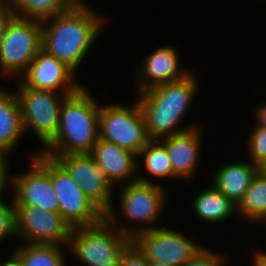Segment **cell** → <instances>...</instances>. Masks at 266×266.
I'll use <instances>...</instances> for the list:
<instances>
[{
  "label": "cell",
  "instance_id": "obj_1",
  "mask_svg": "<svg viewBox=\"0 0 266 266\" xmlns=\"http://www.w3.org/2000/svg\"><path fill=\"white\" fill-rule=\"evenodd\" d=\"M81 0L65 12L42 21V49L64 62L74 72L83 61L103 24L102 17ZM52 23L46 27V22Z\"/></svg>",
  "mask_w": 266,
  "mask_h": 266
},
{
  "label": "cell",
  "instance_id": "obj_2",
  "mask_svg": "<svg viewBox=\"0 0 266 266\" xmlns=\"http://www.w3.org/2000/svg\"><path fill=\"white\" fill-rule=\"evenodd\" d=\"M91 94L81 86L62 98L59 127L55 137L41 153L53 155L90 153L99 136L100 107Z\"/></svg>",
  "mask_w": 266,
  "mask_h": 266
},
{
  "label": "cell",
  "instance_id": "obj_3",
  "mask_svg": "<svg viewBox=\"0 0 266 266\" xmlns=\"http://www.w3.org/2000/svg\"><path fill=\"white\" fill-rule=\"evenodd\" d=\"M196 81L194 75L189 73L180 80L140 92L137 101L150 140H160L195 127L176 129L195 97L198 89Z\"/></svg>",
  "mask_w": 266,
  "mask_h": 266
},
{
  "label": "cell",
  "instance_id": "obj_4",
  "mask_svg": "<svg viewBox=\"0 0 266 266\" xmlns=\"http://www.w3.org/2000/svg\"><path fill=\"white\" fill-rule=\"evenodd\" d=\"M116 219L110 210L97 224L71 229L69 245L80 261L89 266L120 265L121 252L135 231L125 227L117 230L113 227L117 225Z\"/></svg>",
  "mask_w": 266,
  "mask_h": 266
},
{
  "label": "cell",
  "instance_id": "obj_5",
  "mask_svg": "<svg viewBox=\"0 0 266 266\" xmlns=\"http://www.w3.org/2000/svg\"><path fill=\"white\" fill-rule=\"evenodd\" d=\"M42 49V22L14 17L0 46V68L5 75L22 74ZM23 72V73H22Z\"/></svg>",
  "mask_w": 266,
  "mask_h": 266
},
{
  "label": "cell",
  "instance_id": "obj_6",
  "mask_svg": "<svg viewBox=\"0 0 266 266\" xmlns=\"http://www.w3.org/2000/svg\"><path fill=\"white\" fill-rule=\"evenodd\" d=\"M99 136L137 155L150 140L138 101L130 108L121 104L100 107Z\"/></svg>",
  "mask_w": 266,
  "mask_h": 266
},
{
  "label": "cell",
  "instance_id": "obj_7",
  "mask_svg": "<svg viewBox=\"0 0 266 266\" xmlns=\"http://www.w3.org/2000/svg\"><path fill=\"white\" fill-rule=\"evenodd\" d=\"M16 94L21 106L25 132L32 129L46 146L58 130L63 100L59 101L56 92L29 88L23 82H20Z\"/></svg>",
  "mask_w": 266,
  "mask_h": 266
},
{
  "label": "cell",
  "instance_id": "obj_8",
  "mask_svg": "<svg viewBox=\"0 0 266 266\" xmlns=\"http://www.w3.org/2000/svg\"><path fill=\"white\" fill-rule=\"evenodd\" d=\"M131 240L149 261L171 266H184L202 248L180 233L154 226L135 230Z\"/></svg>",
  "mask_w": 266,
  "mask_h": 266
},
{
  "label": "cell",
  "instance_id": "obj_9",
  "mask_svg": "<svg viewBox=\"0 0 266 266\" xmlns=\"http://www.w3.org/2000/svg\"><path fill=\"white\" fill-rule=\"evenodd\" d=\"M51 180L59 203V213L71 228L91 226L105 216L83 194L67 170L51 157Z\"/></svg>",
  "mask_w": 266,
  "mask_h": 266
},
{
  "label": "cell",
  "instance_id": "obj_10",
  "mask_svg": "<svg viewBox=\"0 0 266 266\" xmlns=\"http://www.w3.org/2000/svg\"><path fill=\"white\" fill-rule=\"evenodd\" d=\"M80 186L83 194L105 216L112 207L111 184L89 153L53 155Z\"/></svg>",
  "mask_w": 266,
  "mask_h": 266
},
{
  "label": "cell",
  "instance_id": "obj_11",
  "mask_svg": "<svg viewBox=\"0 0 266 266\" xmlns=\"http://www.w3.org/2000/svg\"><path fill=\"white\" fill-rule=\"evenodd\" d=\"M32 169L12 178L15 205H29L58 212L59 203L51 180V157L38 153L32 156Z\"/></svg>",
  "mask_w": 266,
  "mask_h": 266
},
{
  "label": "cell",
  "instance_id": "obj_12",
  "mask_svg": "<svg viewBox=\"0 0 266 266\" xmlns=\"http://www.w3.org/2000/svg\"><path fill=\"white\" fill-rule=\"evenodd\" d=\"M16 234L30 244L59 245L68 243L71 227L59 212L47 211L35 206L15 205Z\"/></svg>",
  "mask_w": 266,
  "mask_h": 266
},
{
  "label": "cell",
  "instance_id": "obj_13",
  "mask_svg": "<svg viewBox=\"0 0 266 266\" xmlns=\"http://www.w3.org/2000/svg\"><path fill=\"white\" fill-rule=\"evenodd\" d=\"M127 181L130 183L126 184L120 196L123 215L133 221H156L166 200L162 185L143 176Z\"/></svg>",
  "mask_w": 266,
  "mask_h": 266
},
{
  "label": "cell",
  "instance_id": "obj_14",
  "mask_svg": "<svg viewBox=\"0 0 266 266\" xmlns=\"http://www.w3.org/2000/svg\"><path fill=\"white\" fill-rule=\"evenodd\" d=\"M74 73L64 62L41 49L23 75L25 80L21 82L29 88L56 93L60 88L68 96L82 86L73 81Z\"/></svg>",
  "mask_w": 266,
  "mask_h": 266
},
{
  "label": "cell",
  "instance_id": "obj_15",
  "mask_svg": "<svg viewBox=\"0 0 266 266\" xmlns=\"http://www.w3.org/2000/svg\"><path fill=\"white\" fill-rule=\"evenodd\" d=\"M179 58L173 47L165 46L155 50L146 58L143 70L138 69L136 74L143 73L145 78L139 80V93L154 87L180 80L189 74L178 69ZM179 70V71H178Z\"/></svg>",
  "mask_w": 266,
  "mask_h": 266
},
{
  "label": "cell",
  "instance_id": "obj_16",
  "mask_svg": "<svg viewBox=\"0 0 266 266\" xmlns=\"http://www.w3.org/2000/svg\"><path fill=\"white\" fill-rule=\"evenodd\" d=\"M199 132V127H194L161 139L167 148L173 172L178 178H191L197 168L201 145Z\"/></svg>",
  "mask_w": 266,
  "mask_h": 266
},
{
  "label": "cell",
  "instance_id": "obj_17",
  "mask_svg": "<svg viewBox=\"0 0 266 266\" xmlns=\"http://www.w3.org/2000/svg\"><path fill=\"white\" fill-rule=\"evenodd\" d=\"M89 154L104 171L111 184L118 181L120 183L127 178L132 179L130 176L136 172V154L101 138L97 140Z\"/></svg>",
  "mask_w": 266,
  "mask_h": 266
},
{
  "label": "cell",
  "instance_id": "obj_18",
  "mask_svg": "<svg viewBox=\"0 0 266 266\" xmlns=\"http://www.w3.org/2000/svg\"><path fill=\"white\" fill-rule=\"evenodd\" d=\"M259 169L253 163L235 162L228 164L216 172L213 185L234 204L238 205Z\"/></svg>",
  "mask_w": 266,
  "mask_h": 266
},
{
  "label": "cell",
  "instance_id": "obj_19",
  "mask_svg": "<svg viewBox=\"0 0 266 266\" xmlns=\"http://www.w3.org/2000/svg\"><path fill=\"white\" fill-rule=\"evenodd\" d=\"M25 133L17 94L0 88V147L10 152Z\"/></svg>",
  "mask_w": 266,
  "mask_h": 266
},
{
  "label": "cell",
  "instance_id": "obj_20",
  "mask_svg": "<svg viewBox=\"0 0 266 266\" xmlns=\"http://www.w3.org/2000/svg\"><path fill=\"white\" fill-rule=\"evenodd\" d=\"M193 209L198 216L209 222H221L237 209V205L222 194L214 185L199 193L193 201Z\"/></svg>",
  "mask_w": 266,
  "mask_h": 266
},
{
  "label": "cell",
  "instance_id": "obj_21",
  "mask_svg": "<svg viewBox=\"0 0 266 266\" xmlns=\"http://www.w3.org/2000/svg\"><path fill=\"white\" fill-rule=\"evenodd\" d=\"M15 17L44 21L65 12L77 0H9Z\"/></svg>",
  "mask_w": 266,
  "mask_h": 266
},
{
  "label": "cell",
  "instance_id": "obj_22",
  "mask_svg": "<svg viewBox=\"0 0 266 266\" xmlns=\"http://www.w3.org/2000/svg\"><path fill=\"white\" fill-rule=\"evenodd\" d=\"M236 211L252 221L261 222L266 219V171L264 169L260 168L254 175Z\"/></svg>",
  "mask_w": 266,
  "mask_h": 266
},
{
  "label": "cell",
  "instance_id": "obj_23",
  "mask_svg": "<svg viewBox=\"0 0 266 266\" xmlns=\"http://www.w3.org/2000/svg\"><path fill=\"white\" fill-rule=\"evenodd\" d=\"M25 245L14 252L25 266H64L65 260L58 245Z\"/></svg>",
  "mask_w": 266,
  "mask_h": 266
},
{
  "label": "cell",
  "instance_id": "obj_24",
  "mask_svg": "<svg viewBox=\"0 0 266 266\" xmlns=\"http://www.w3.org/2000/svg\"><path fill=\"white\" fill-rule=\"evenodd\" d=\"M136 156L144 158L146 169L154 176L178 178L173 172L167 148L161 140H149Z\"/></svg>",
  "mask_w": 266,
  "mask_h": 266
},
{
  "label": "cell",
  "instance_id": "obj_25",
  "mask_svg": "<svg viewBox=\"0 0 266 266\" xmlns=\"http://www.w3.org/2000/svg\"><path fill=\"white\" fill-rule=\"evenodd\" d=\"M249 150L253 164L259 168L266 166V128L256 126L250 134Z\"/></svg>",
  "mask_w": 266,
  "mask_h": 266
},
{
  "label": "cell",
  "instance_id": "obj_26",
  "mask_svg": "<svg viewBox=\"0 0 266 266\" xmlns=\"http://www.w3.org/2000/svg\"><path fill=\"white\" fill-rule=\"evenodd\" d=\"M3 190L0 191V240L7 236L16 235L15 203L10 207L1 200Z\"/></svg>",
  "mask_w": 266,
  "mask_h": 266
},
{
  "label": "cell",
  "instance_id": "obj_27",
  "mask_svg": "<svg viewBox=\"0 0 266 266\" xmlns=\"http://www.w3.org/2000/svg\"><path fill=\"white\" fill-rule=\"evenodd\" d=\"M119 266H149V260L131 240L121 252Z\"/></svg>",
  "mask_w": 266,
  "mask_h": 266
},
{
  "label": "cell",
  "instance_id": "obj_28",
  "mask_svg": "<svg viewBox=\"0 0 266 266\" xmlns=\"http://www.w3.org/2000/svg\"><path fill=\"white\" fill-rule=\"evenodd\" d=\"M223 257L215 252L201 248L184 266H223Z\"/></svg>",
  "mask_w": 266,
  "mask_h": 266
},
{
  "label": "cell",
  "instance_id": "obj_29",
  "mask_svg": "<svg viewBox=\"0 0 266 266\" xmlns=\"http://www.w3.org/2000/svg\"><path fill=\"white\" fill-rule=\"evenodd\" d=\"M15 17L10 1L0 0V26H8L9 22Z\"/></svg>",
  "mask_w": 266,
  "mask_h": 266
},
{
  "label": "cell",
  "instance_id": "obj_30",
  "mask_svg": "<svg viewBox=\"0 0 266 266\" xmlns=\"http://www.w3.org/2000/svg\"><path fill=\"white\" fill-rule=\"evenodd\" d=\"M7 154L8 152H6L2 147H0V191L5 189V184L6 182L8 183L9 181H6L9 177L7 176V172H8V168H7V163L8 161L7 159Z\"/></svg>",
  "mask_w": 266,
  "mask_h": 266
},
{
  "label": "cell",
  "instance_id": "obj_31",
  "mask_svg": "<svg viewBox=\"0 0 266 266\" xmlns=\"http://www.w3.org/2000/svg\"><path fill=\"white\" fill-rule=\"evenodd\" d=\"M256 119H258L257 126L266 128V105H263L262 108L258 109Z\"/></svg>",
  "mask_w": 266,
  "mask_h": 266
},
{
  "label": "cell",
  "instance_id": "obj_32",
  "mask_svg": "<svg viewBox=\"0 0 266 266\" xmlns=\"http://www.w3.org/2000/svg\"><path fill=\"white\" fill-rule=\"evenodd\" d=\"M2 266H25L22 260L15 254L10 256L9 260L2 263Z\"/></svg>",
  "mask_w": 266,
  "mask_h": 266
},
{
  "label": "cell",
  "instance_id": "obj_33",
  "mask_svg": "<svg viewBox=\"0 0 266 266\" xmlns=\"http://www.w3.org/2000/svg\"><path fill=\"white\" fill-rule=\"evenodd\" d=\"M254 266H266V253L254 254Z\"/></svg>",
  "mask_w": 266,
  "mask_h": 266
},
{
  "label": "cell",
  "instance_id": "obj_34",
  "mask_svg": "<svg viewBox=\"0 0 266 266\" xmlns=\"http://www.w3.org/2000/svg\"><path fill=\"white\" fill-rule=\"evenodd\" d=\"M7 26H0V46L4 40Z\"/></svg>",
  "mask_w": 266,
  "mask_h": 266
},
{
  "label": "cell",
  "instance_id": "obj_35",
  "mask_svg": "<svg viewBox=\"0 0 266 266\" xmlns=\"http://www.w3.org/2000/svg\"><path fill=\"white\" fill-rule=\"evenodd\" d=\"M149 266H171V265L161 262L149 261Z\"/></svg>",
  "mask_w": 266,
  "mask_h": 266
}]
</instances>
